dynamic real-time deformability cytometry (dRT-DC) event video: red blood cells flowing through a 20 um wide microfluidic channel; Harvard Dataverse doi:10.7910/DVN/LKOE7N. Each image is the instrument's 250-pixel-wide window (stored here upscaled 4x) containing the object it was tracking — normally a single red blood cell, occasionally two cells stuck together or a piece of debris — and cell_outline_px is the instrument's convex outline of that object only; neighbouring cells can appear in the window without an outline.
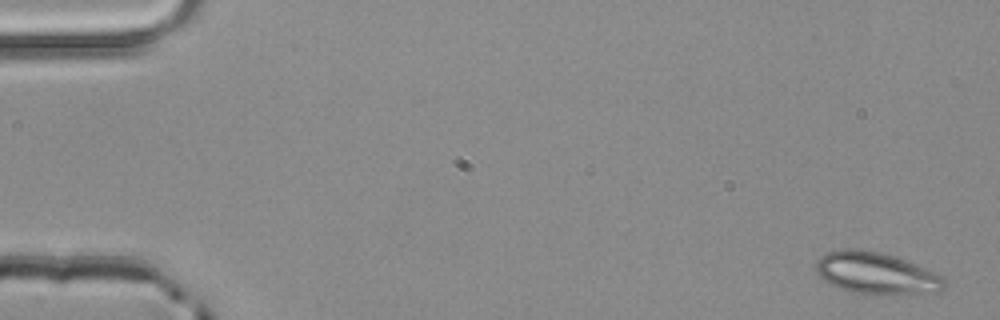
{"species": "common noctule bat (a hibernating species)", "species_latin": "Nyctalus noctula", "temperature_condition": "room temperature", "stored_images_in_passage": 4, "camera_frame_rate_fps": 3000, "um_per_image_px": 0.085, "animal": {"sex": "male", "body_mass_g": 20.4}, "frame": {"image": 1, "passage_image": 1, "time_ms": 0.0, "image_size_px": [1000, 320], "cell_outline_px": [[944, 288], [936, 292], [852, 292], [840, 288], [824, 280], [816, 272], [816, 260], [820, 256], [828, 252], [840, 248], [856, 248], [880, 252], [896, 256], [924, 268], [940, 276], [944, 280]], "centroid_in_image_um": [74.39, 23.16], "position_along_channel_um": 10.6, "area_um2": 30.23}}